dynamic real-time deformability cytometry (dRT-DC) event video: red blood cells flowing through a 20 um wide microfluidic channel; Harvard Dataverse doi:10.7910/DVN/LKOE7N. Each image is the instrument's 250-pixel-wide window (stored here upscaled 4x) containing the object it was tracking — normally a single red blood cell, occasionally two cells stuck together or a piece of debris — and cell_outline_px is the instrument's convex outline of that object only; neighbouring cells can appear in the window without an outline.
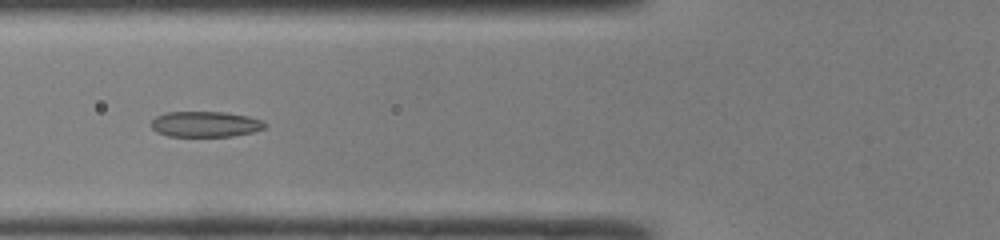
{"species": "common noctule bat (a hibernating species)", "species_latin": "Nyctalus noctula", "temperature_condition": "room temperature", "stored_images_in_passage": 34, "camera_frame_rate_fps": 3000, "um_per_image_px": 0.085, "animal": {"sex": "male", "body_mass_g": 19.0, "forearm_length_mm": 50.8}, "frame": {"image": 1, "passage_image": 4, "time_ms": 1.0, "image_size_px": [1000, 240], "cell_outline_px": [[264, 128], [252, 132], [232, 136], [168, 136], [156, 132], [148, 124], [156, 116], [164, 112], [224, 112], [248, 116], [264, 120]], "centroid_in_image_um": [17.4, 10.55], "position_along_channel_um": 108.4, "area_um2": 17.05}}
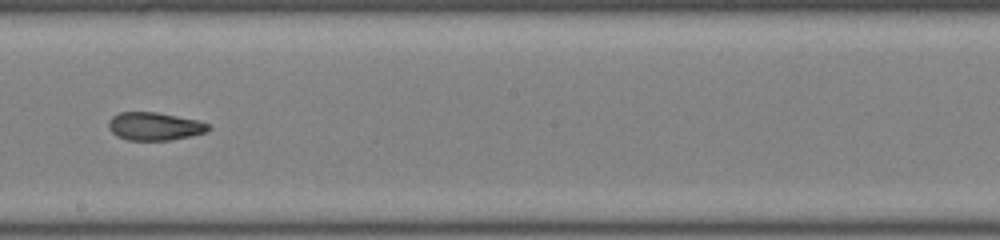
{"frame": {"image": 2, "passage_image": 13, "time_ms": 4.0, "image_size_px": [1000, 240], "cell_outline_px": [[212, 128], [208, 132], [168, 140], [128, 140], [116, 136], [108, 128], [108, 120], [112, 116], [120, 112], [156, 112], [196, 120], [208, 124]], "centroid_in_image_um": [13.11, 10.73], "position_along_channel_um": 235.1, "area_um2": 16.24}}
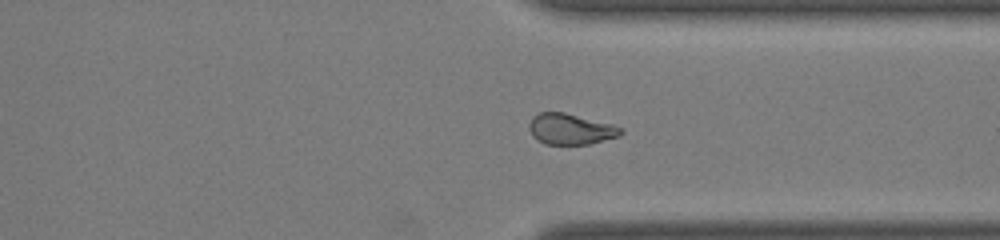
{"frame": {"image": 3, "passage_image": 22, "time_ms": 7.0, "image_size_px": [1000, 240], "cell_outline_px": [[624, 132], [620, 136], [588, 144], [544, 144], [536, 140], [532, 136], [528, 124], [532, 116], [540, 112], [564, 112], [612, 124], [624, 128]], "centroid_in_image_um": [48.49, 10.97], "position_along_channel_um": 362.9, "area_um2": 16.65}, "authors_computed_cell_mechanics": {"area_um2": 16.8198, "velocity_mm_per_s": 4.2307, "shape_relaxation_time_tau1_ms": null, "shape_relaxation_time_tau2_ms": 2.1155, "deformation_change_tau1": null, "deformation_change_tau2": 0.0917}}